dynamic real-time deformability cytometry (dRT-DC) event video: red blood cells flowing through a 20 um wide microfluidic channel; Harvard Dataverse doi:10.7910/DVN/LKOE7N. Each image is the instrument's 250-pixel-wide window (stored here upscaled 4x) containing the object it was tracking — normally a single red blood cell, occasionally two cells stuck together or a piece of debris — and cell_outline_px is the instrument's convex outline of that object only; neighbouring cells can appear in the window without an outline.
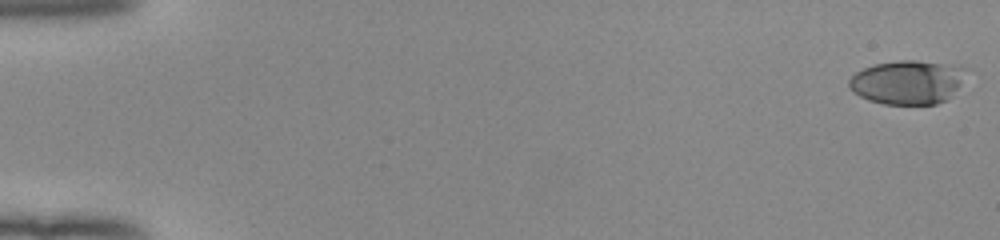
{"species": "human", "species_latin": "Homo sapiens", "temperature_condition": "room temperature", "stored_images_in_passage": 53, "camera_frame_rate_fps": 3000, "um_per_image_px": 0.085, "donor": {"sex": "female"}, "frame": {"image": 1, "passage_image": 1, "time_ms": 0.0, "image_size_px": [1000, 240], "cell_outline_px": [[972, 68], [960, 84], [944, 100], [936, 104], [884, 104], [868, 100], [852, 92], [848, 84], [848, 80], [856, 72], [864, 68], [876, 64], [900, 60], [916, 60], [960, 64]], "centroid_in_image_um": [77.19, 6.95], "position_along_channel_um": 7.8, "area_um2": 30.35}}
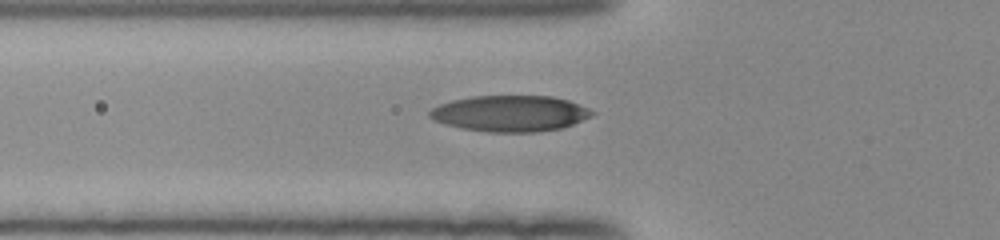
{"frame": {"image": 2, "passage_image": 20, "time_ms": 6.333, "image_size_px": [1000, 240], "cell_outline_px": [[596, 112], [592, 116], [572, 124], [560, 128], [536, 132], [488, 132], [460, 128], [444, 124], [432, 120], [428, 116], [428, 112], [432, 108], [440, 104], [452, 100], [472, 96], [552, 96], [568, 100], [588, 108]], "centroid_in_image_um": [43.32, 9.64], "position_along_channel_um": 82.5, "area_um2": 34.22}}
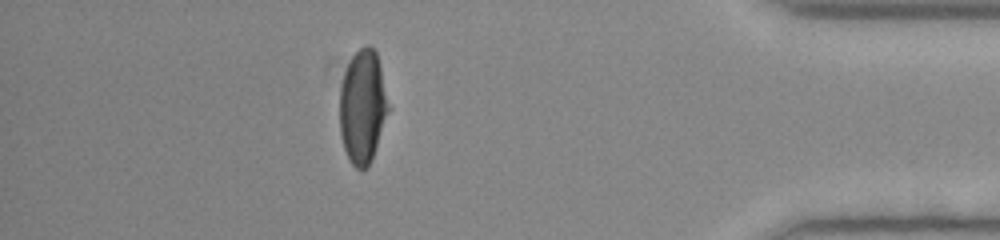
{"frame": {"image": 3, "passage_image": 47, "time_ms": 15.333, "image_size_px": [1000, 240], "cell_outline_px": [[392, 108], [372, 160], [368, 168], [356, 168], [352, 164], [344, 148], [340, 132], [340, 88], [344, 72], [352, 56], [364, 44], [368, 44], [376, 52], [380, 64]], "centroid_in_image_um": [30.88, 9.06], "position_along_channel_um": 404.3, "area_um2": 33.0}, "authors_computed_cell_mechanics": {"area_um2": 32.657, "velocity_mm_per_s": 3.9944, "shape_relaxation_time_tau1_ms": 4.5446, "shape_relaxation_time_tau2_ms": 0.8529, "deformation_change_tau1": 0.2117, "deformation_change_tau2": 0.0556}}